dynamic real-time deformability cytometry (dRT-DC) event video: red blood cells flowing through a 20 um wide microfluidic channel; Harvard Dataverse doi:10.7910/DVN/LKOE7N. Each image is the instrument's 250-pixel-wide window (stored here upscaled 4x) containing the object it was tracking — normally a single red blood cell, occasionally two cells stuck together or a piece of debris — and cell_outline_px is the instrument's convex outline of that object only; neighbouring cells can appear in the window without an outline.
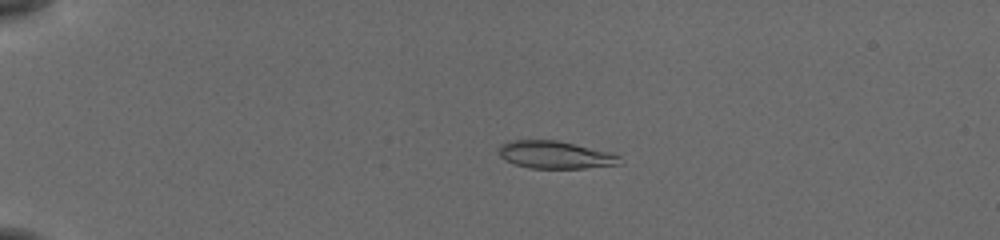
{"species": "common noctule bat (a hibernating species)", "species_latin": "Nyctalus noctula", "temperature_condition": "cold", "stored_images_in_passage": 57, "camera_frame_rate_fps": 3000, "um_per_image_px": 0.085, "animal": {"sex": "female", "body_mass_g": 19.5, "forearm_length_mm": 54.1}, "frame": {"image": 1, "passage_image": 15, "time_ms": 4.667, "image_size_px": [1000, 240], "cell_outline_px": [[624, 164], [584, 168], [532, 168], [516, 164], [504, 160], [500, 156], [496, 148], [500, 144], [508, 140], [556, 140], [612, 152], [620, 156]], "centroid_in_image_um": [47.2, 13.15], "position_along_channel_um": 37.8, "area_um2": 19.71}}
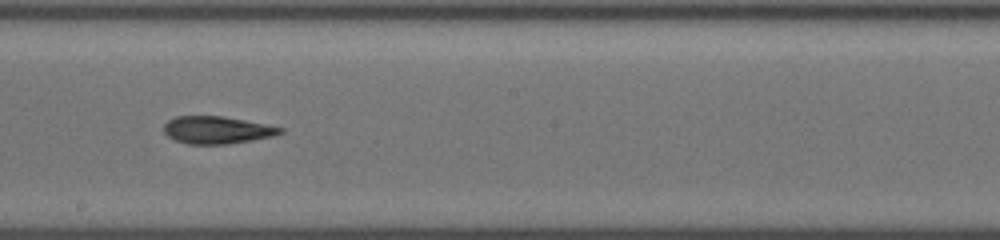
{"frame": {"image": 2, "passage_image": 35, "time_ms": 11.333, "image_size_px": [1000, 240], "cell_outline_px": [[284, 132], [272, 136], [228, 144], [188, 144], [176, 140], [168, 136], [164, 132], [164, 124], [168, 120], [176, 116], [224, 116], [284, 128]], "centroid_in_image_um": [18.42, 11.04], "position_along_channel_um": 229.8, "area_um2": 18.44}}
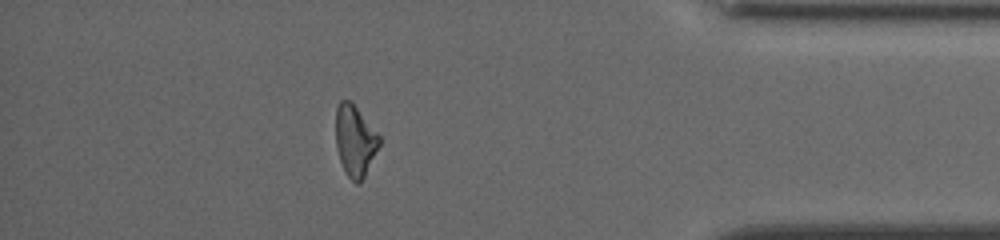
{"frame": {"image": 3, "passage_image": 51, "time_ms": 16.667, "image_size_px": [1000, 240], "cell_outline_px": [[380, 144], [360, 184], [356, 184], [348, 176], [340, 160], [336, 148], [336, 108], [340, 100], [352, 100], [380, 136]], "centroid_in_image_um": [30.17, 11.92], "position_along_channel_um": 405.0, "area_um2": 18.03}, "authors_computed_cell_mechanics": {"area_um2": 19.4786, "velocity_mm_per_s": 3.8351, "shape_relaxation_time_tau1_ms": 6.263, "shape_relaxation_time_tau2_ms": 4.7798, "deformation_change_tau1": 0.183, "deformation_change_tau2": 0.1482}}